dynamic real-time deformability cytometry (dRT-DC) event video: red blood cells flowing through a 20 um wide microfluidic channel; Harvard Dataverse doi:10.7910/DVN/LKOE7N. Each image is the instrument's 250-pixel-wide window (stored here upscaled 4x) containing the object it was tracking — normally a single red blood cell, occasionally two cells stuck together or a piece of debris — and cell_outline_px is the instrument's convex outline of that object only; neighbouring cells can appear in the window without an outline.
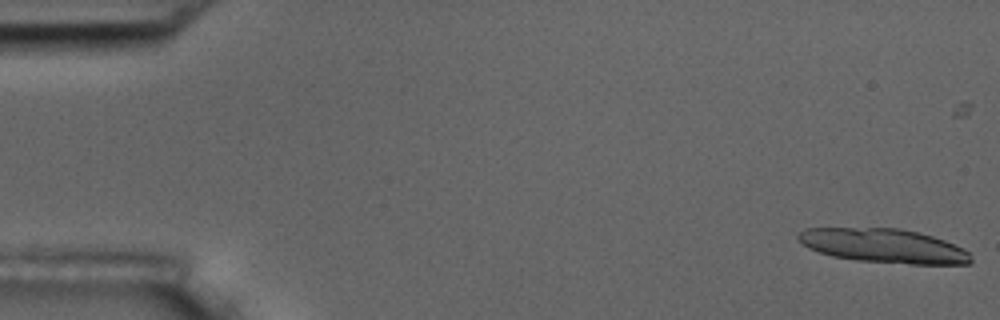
{"species": "common noctule bat (a hibernating species)", "species_latin": "Nyctalus noctula", "temperature_condition": "room temperature", "stored_images_in_passage": 6, "camera_frame_rate_fps": 3000, "um_per_image_px": 0.085, "animal": {"sex": "male", "body_mass_g": 17.5, "forearm_length_mm": 52.3}, "frame": {"image": 1, "passage_image": 1, "time_ms": 0.0, "image_size_px": [1000, 320], "cell_outline_px": [[972, 264], [912, 264], [856, 260], [832, 256], [808, 248], [796, 236], [804, 228], [900, 228], [920, 232], [944, 240], [964, 248], [972, 256]], "centroid_in_image_um": [75.15, 20.89], "position_along_channel_um": 9.8, "area_um2": 34.33}}
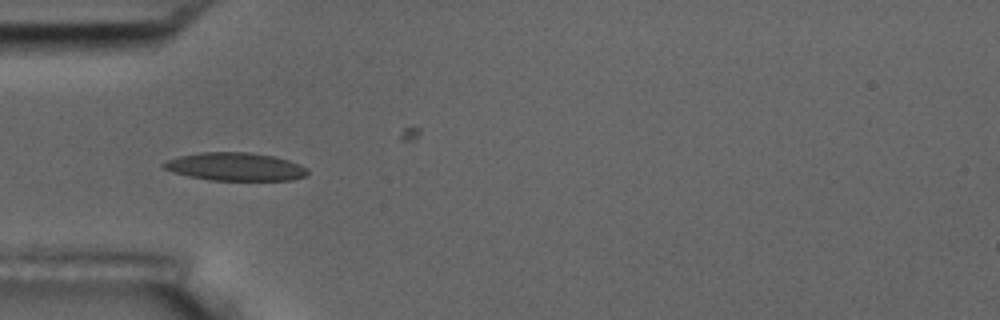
{"frame": {"image": 2, "passage_image": 6, "time_ms": 1.667, "image_size_px": [1000, 320], "cell_outline_px": [[308, 176], [292, 180], [208, 180], [188, 176], [164, 168], [160, 164], [168, 160], [180, 156], [200, 152], [248, 152], [272, 156], [288, 160], [300, 164], [308, 168]], "centroid_in_image_um": [20.04, 14.17], "position_along_channel_um": 65.0, "area_um2": 23.52}}